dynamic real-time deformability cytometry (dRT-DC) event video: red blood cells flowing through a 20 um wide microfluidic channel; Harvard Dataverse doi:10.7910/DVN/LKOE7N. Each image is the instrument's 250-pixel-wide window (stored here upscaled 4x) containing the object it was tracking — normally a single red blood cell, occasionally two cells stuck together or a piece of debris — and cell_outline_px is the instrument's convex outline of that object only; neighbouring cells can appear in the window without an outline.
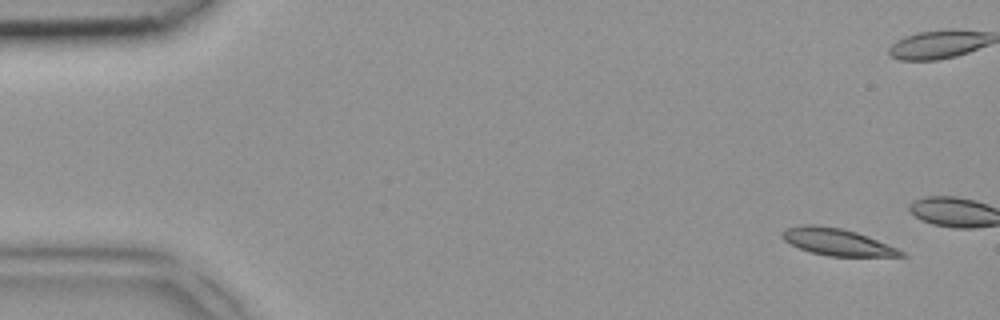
{"species": "common noctule bat (a hibernating species)", "species_latin": "Nyctalus noctula", "temperature_condition": "room temperature", "stored_images_in_passage": 4, "camera_frame_rate_fps": 3000, "um_per_image_px": 0.085, "animal": {"sex": "female", "body_mass_g": 18.4}, "frame": {"image": 1, "passage_image": 1, "time_ms": 0.0, "image_size_px": [1000, 320], "cell_outline_px": [[908, 256], [828, 256], [812, 252], [800, 248], [784, 240], [780, 236], [780, 232], [788, 228], [804, 224], [812, 224], [840, 228], [856, 232], [888, 244], [904, 252]], "centroid_in_image_um": [71.14, 20.56], "position_along_channel_um": 13.9, "area_um2": 18.38}}